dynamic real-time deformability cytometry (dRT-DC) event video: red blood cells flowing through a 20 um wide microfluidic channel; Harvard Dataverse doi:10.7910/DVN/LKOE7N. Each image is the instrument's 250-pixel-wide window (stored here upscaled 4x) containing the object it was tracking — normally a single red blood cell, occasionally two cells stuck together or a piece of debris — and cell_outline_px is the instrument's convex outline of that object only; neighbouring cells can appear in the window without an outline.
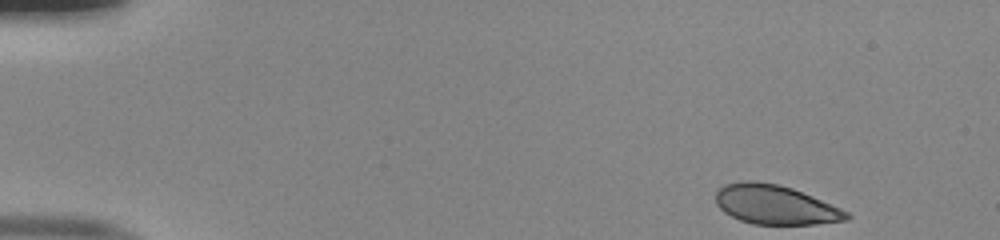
{"species": "human", "species_latin": "Homo sapiens", "temperature_condition": "room temperature", "stored_images_in_passage": 47, "camera_frame_rate_fps": 3000, "um_per_image_px": 0.085, "donor": {"sex": "male"}, "frame": {"image": 1, "passage_image": 1, "time_ms": 0.0, "image_size_px": [1000, 240], "cell_outline_px": [[852, 216], [848, 220], [816, 224], [752, 224], [740, 220], [724, 212], [716, 204], [716, 192], [724, 184], [748, 180], [756, 180], [776, 184], [792, 188], [812, 196], [840, 208], [848, 212]], "centroid_in_image_um": [65.89, 17.4], "position_along_channel_um": 19.1, "area_um2": 29.88}}
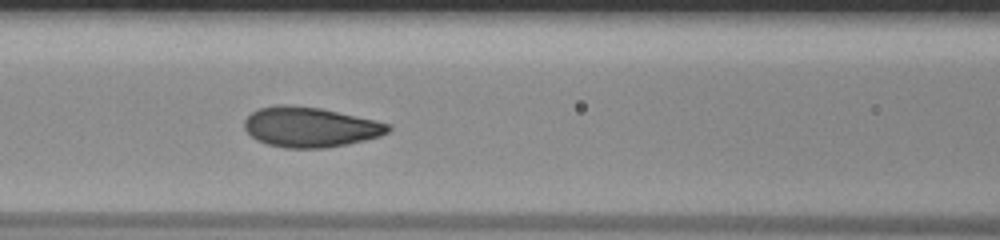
{"frame": {"image": 2, "passage_image": 19, "time_ms": 6.0, "image_size_px": [1000, 240], "cell_outline_px": [[392, 128], [388, 132], [380, 136], [348, 144], [324, 148], [284, 148], [268, 144], [256, 140], [244, 128], [244, 120], [252, 112], [260, 108], [276, 104], [288, 104], [320, 108], [376, 120], [392, 124]], "centroid_in_image_um": [26.37, 10.8], "position_along_channel_um": 140.2, "area_um2": 33.7}}
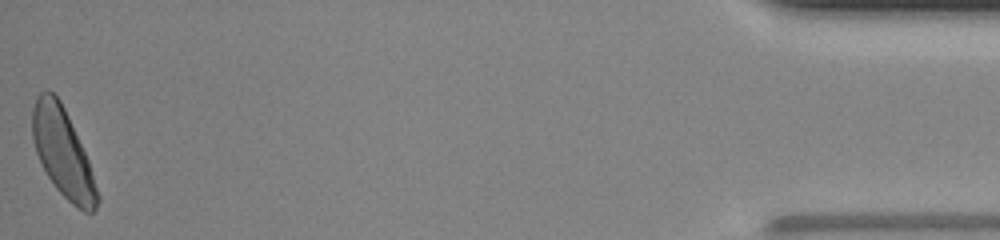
{"frame": {"image": 3, "passage_image": 47, "time_ms": 15.333, "image_size_px": [1000, 240], "cell_outline_px": [[100, 200], [96, 208], [92, 212], [84, 212], [76, 208], [56, 188], [48, 176], [36, 152], [32, 140], [32, 108], [36, 96], [40, 92], [52, 92], [60, 100], [68, 116], [88, 160], [100, 196]], "centroid_in_image_um": [5.34, 13.0], "position_along_channel_um": 429.9, "area_um2": 33.12}, "authors_computed_cell_mechanics": {"area_um2": 33.0038, "velocity_mm_per_s": 4.0261, "shape_relaxation_time_tau1_ms": 2.4127, "shape_relaxation_time_tau2_ms": null, "deformation_change_tau1": 0.1283, "deformation_change_tau2": null}}